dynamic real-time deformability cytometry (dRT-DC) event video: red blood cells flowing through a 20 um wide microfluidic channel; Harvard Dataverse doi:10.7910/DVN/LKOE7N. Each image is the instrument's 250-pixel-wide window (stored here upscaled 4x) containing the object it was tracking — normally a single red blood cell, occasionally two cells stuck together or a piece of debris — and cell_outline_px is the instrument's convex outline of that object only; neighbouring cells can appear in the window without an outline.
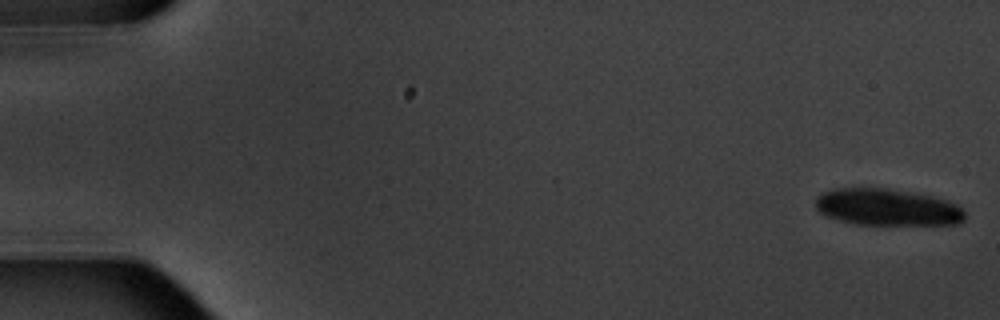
{"species": "common noctule bat (a hibernating species)", "species_latin": "Nyctalus noctula", "temperature_condition": "warm", "stored_images_in_passage": 5, "camera_frame_rate_fps": 3000, "um_per_image_px": 0.085, "animal": {"sex": "male", "body_mass_g": 20.1, "forearm_length_mm": 53.5}, "frame": {"image": 1, "passage_image": 1, "time_ms": 0.0, "image_size_px": [1000, 320], "cell_outline_px": [[964, 220], [960, 224], [856, 224], [840, 220], [828, 216], [820, 212], [816, 208], [816, 196], [824, 192], [836, 188], [888, 188], [932, 196], [948, 200], [956, 204], [964, 212]], "centroid_in_image_um": [75.42, 17.61], "position_along_channel_um": 9.6, "area_um2": 31.79}}